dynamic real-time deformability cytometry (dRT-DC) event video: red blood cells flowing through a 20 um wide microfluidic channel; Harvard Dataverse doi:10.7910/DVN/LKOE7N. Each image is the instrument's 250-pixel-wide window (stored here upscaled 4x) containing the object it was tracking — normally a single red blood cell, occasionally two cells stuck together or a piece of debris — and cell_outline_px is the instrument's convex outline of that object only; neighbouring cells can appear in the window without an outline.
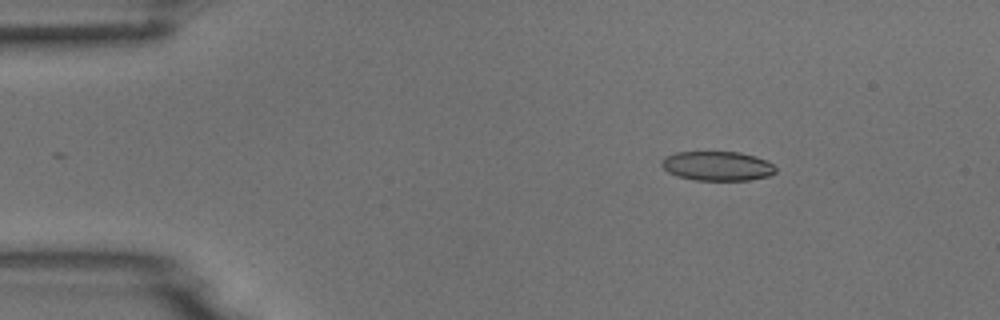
{"species": "common noctule bat (a hibernating species)", "species_latin": "Nyctalus noctula", "temperature_condition": "room temperature", "stored_images_in_passage": 54, "camera_frame_rate_fps": 3000, "um_per_image_px": 0.085, "animal": {"sex": "male", "body_mass_g": 18.8}, "frame": {"image": 1, "passage_image": 8, "time_ms": 2.333, "image_size_px": [1000, 320], "cell_outline_px": [[776, 172], [768, 176], [748, 180], [696, 180], [676, 176], [668, 172], [660, 164], [660, 160], [664, 156], [676, 152], [740, 152], [756, 156], [772, 164], [776, 168]], "centroid_in_image_um": [60.93, 14.1], "position_along_channel_um": 24.1, "area_um2": 19.59}}
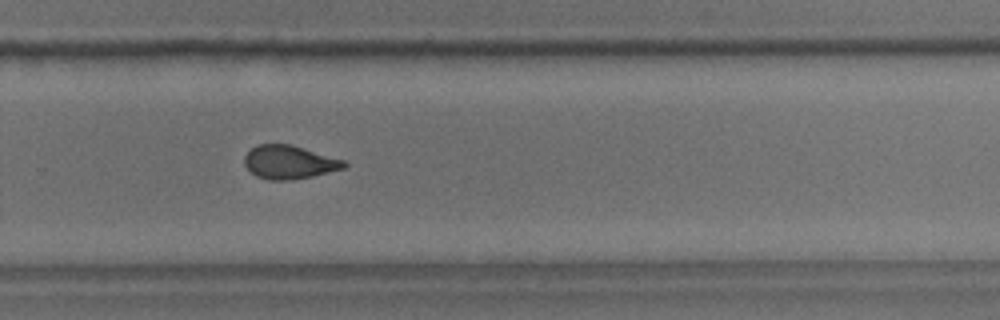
{"frame": {"image": 2, "passage_image": 36, "time_ms": 11.667, "image_size_px": [1000, 320], "cell_outline_px": [[348, 164], [344, 168], [312, 176], [288, 180], [268, 180], [256, 176], [244, 164], [244, 156], [256, 144], [292, 144], [344, 160]], "centroid_in_image_um": [24.58, 13.77], "position_along_channel_um": 305.2, "area_um2": 19.36}}
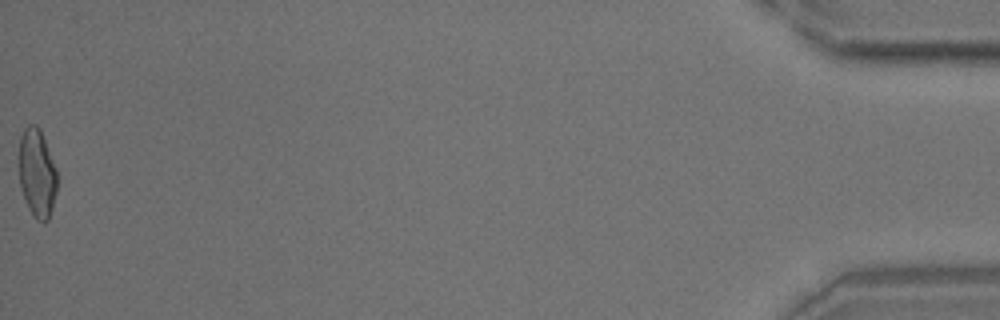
{"frame": {"image": 3, "passage_image": 54, "time_ms": 17.667, "image_size_px": [1000, 320], "cell_outline_px": [[56, 192], [52, 208], [48, 220], [44, 224], [36, 220], [28, 208], [20, 184], [20, 136], [24, 128], [28, 124], [36, 124], [40, 128], [56, 168]], "centroid_in_image_um": [3.15, 14.72], "position_along_channel_um": 432.0, "area_um2": 19.54}}